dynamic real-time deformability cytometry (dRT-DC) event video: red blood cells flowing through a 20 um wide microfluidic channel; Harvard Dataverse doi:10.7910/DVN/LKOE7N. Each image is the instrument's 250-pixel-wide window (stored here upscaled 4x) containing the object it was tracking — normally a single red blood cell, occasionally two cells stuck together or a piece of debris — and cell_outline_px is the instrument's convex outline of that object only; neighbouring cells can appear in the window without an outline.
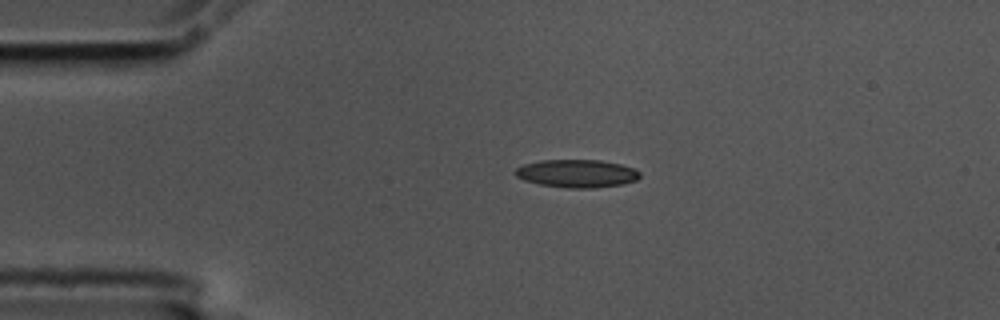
{"species": "common noctule bat (a hibernating species)", "species_latin": "Nyctalus noctula", "temperature_condition": "cold", "stored_images_in_passage": 2, "camera_frame_rate_fps": 3000, "um_per_image_px": 0.085, "animal": {"sex": "male", "body_mass_g": 17.5, "forearm_length_mm": 52.3}, "frame": {"image": 1, "passage_image": 1, "time_ms": 0.0, "image_size_px": [1000, 320], "cell_outline_px": [[640, 176], [636, 180], [624, 184], [596, 188], [568, 188], [540, 184], [524, 180], [516, 176], [512, 172], [516, 168], [524, 164], [540, 160], [600, 160], [620, 164], [632, 168], [640, 172]], "centroid_in_image_um": [49.02, 14.75], "position_along_channel_um": 36.0, "area_um2": 20.35}}